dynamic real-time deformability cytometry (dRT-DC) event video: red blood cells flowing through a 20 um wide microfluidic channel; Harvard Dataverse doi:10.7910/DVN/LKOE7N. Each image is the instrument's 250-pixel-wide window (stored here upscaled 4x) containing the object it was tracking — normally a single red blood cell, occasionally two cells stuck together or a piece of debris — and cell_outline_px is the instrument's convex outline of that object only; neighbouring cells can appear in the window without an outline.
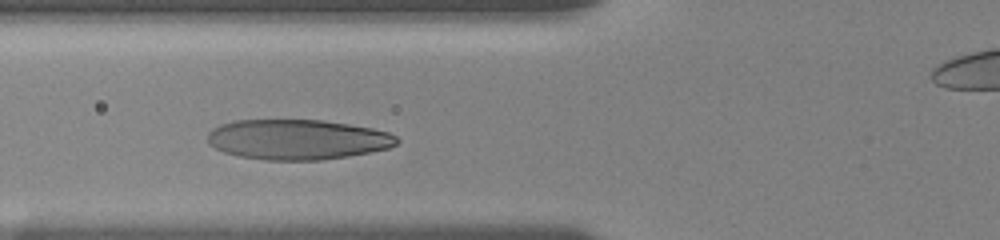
{"species": "human", "species_latin": "Homo sapiens", "temperature_condition": "room temperature", "stored_images_in_passage": 11, "camera_frame_rate_fps": 3000, "um_per_image_px": 0.085, "donor": {"sex": "female"}, "frame": {"image": 1, "passage_image": 10, "time_ms": 3.667, "image_size_px": [1000, 240], "cell_outline_px": [[400, 140], [396, 144], [388, 148], [348, 156], [320, 160], [264, 160], [240, 156], [224, 152], [208, 144], [208, 132], [212, 128], [220, 124], [236, 120], [320, 120], [348, 124], [372, 128], [388, 132], [396, 136]], "centroid_in_image_um": [25.26, 11.85], "position_along_channel_um": 100.5, "area_um2": 44.22}}